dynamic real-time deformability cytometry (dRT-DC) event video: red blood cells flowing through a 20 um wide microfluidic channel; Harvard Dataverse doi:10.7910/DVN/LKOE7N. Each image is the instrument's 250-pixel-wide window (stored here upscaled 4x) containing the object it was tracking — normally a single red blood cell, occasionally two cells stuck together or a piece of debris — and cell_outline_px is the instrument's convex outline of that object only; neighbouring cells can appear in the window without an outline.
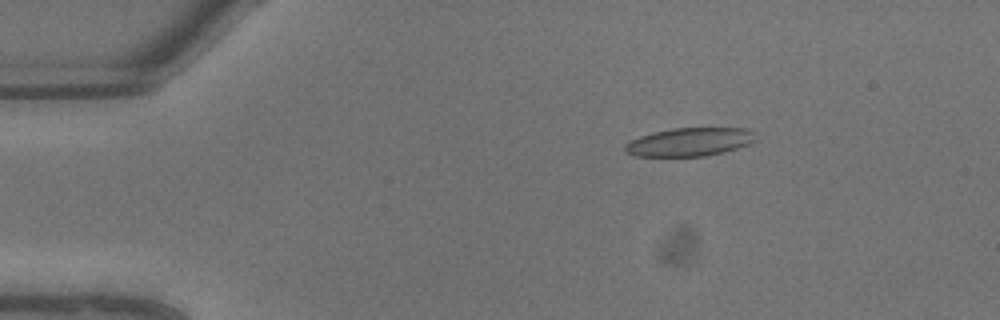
{"species": "common noctule bat (a hibernating species)", "species_latin": "Nyctalus noctula", "temperature_condition": "warm", "stored_images_in_passage": 5, "camera_frame_rate_fps": 3000, "um_per_image_px": 0.085, "animal": {"sex": "male", "body_mass_g": 13.3}, "frame": {"image": 1, "passage_image": 2, "time_ms": 0.333, "image_size_px": [1000, 320], "cell_outline_px": [[756, 140], [748, 144], [724, 152], [704, 156], [636, 156], [624, 152], [624, 144], [640, 136], [672, 128], [748, 128], [752, 132]], "centroid_in_image_um": [58.59, 12.07], "position_along_channel_um": 26.4, "area_um2": 21.44}}
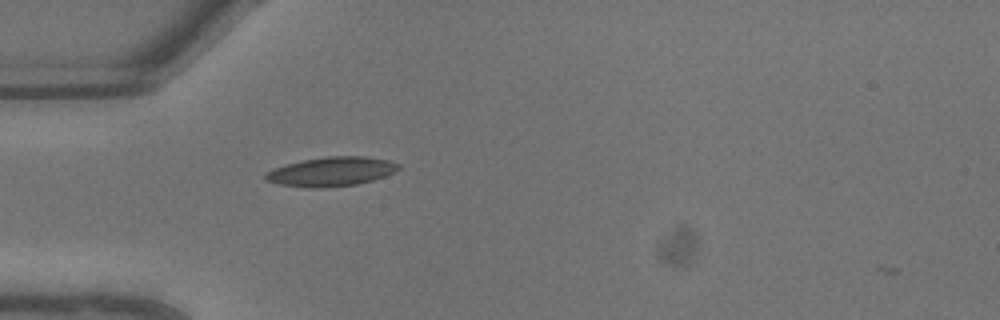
{"frame": {"image": 2, "passage_image": 5, "time_ms": 1.333, "image_size_px": [1000, 320], "cell_outline_px": [[400, 168], [384, 176], [372, 180], [356, 184], [328, 188], [308, 188], [280, 184], [264, 180], [264, 176], [268, 172], [276, 168], [300, 160], [324, 156], [368, 156], [388, 160], [400, 164]], "centroid_in_image_um": [28.17, 14.58], "position_along_channel_um": 56.8, "area_um2": 22.66}}